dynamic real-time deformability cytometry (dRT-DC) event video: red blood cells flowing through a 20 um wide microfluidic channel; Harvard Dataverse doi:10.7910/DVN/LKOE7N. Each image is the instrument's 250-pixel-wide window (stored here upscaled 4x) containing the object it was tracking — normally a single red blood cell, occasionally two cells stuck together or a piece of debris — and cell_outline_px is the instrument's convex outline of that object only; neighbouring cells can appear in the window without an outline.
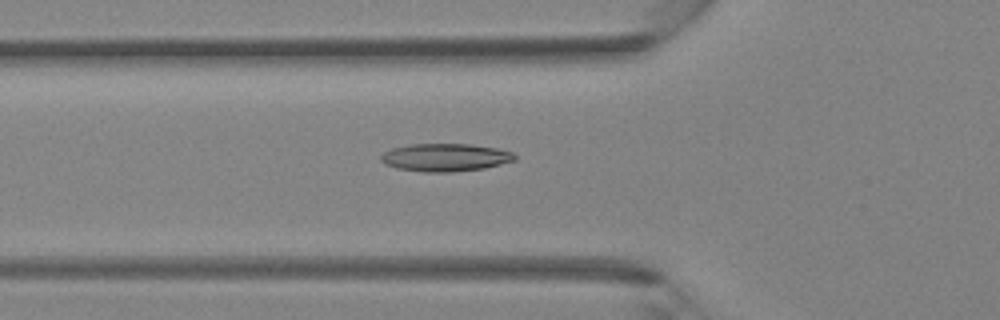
{"species": "Egyptian fruit bat (a non-hibernating species)", "species_latin": "Rousettus aegyptiacus", "temperature_condition": "room temperature", "stored_images_in_passage": 39, "camera_frame_rate_fps": 3000, "um_per_image_px": 0.085, "animal": {"sex": "female"}, "frame": {"image": 1, "passage_image": 15, "time_ms": 4.667, "image_size_px": [1000, 320], "cell_outline_px": [[516, 160], [484, 168], [452, 172], [424, 172], [396, 168], [384, 164], [380, 160], [380, 156], [384, 152], [392, 148], [412, 144], [468, 144], [496, 148], [512, 152], [516, 156]], "centroid_in_image_um": [37.82, 13.38], "position_along_channel_um": 88.0, "area_um2": 21.68}}
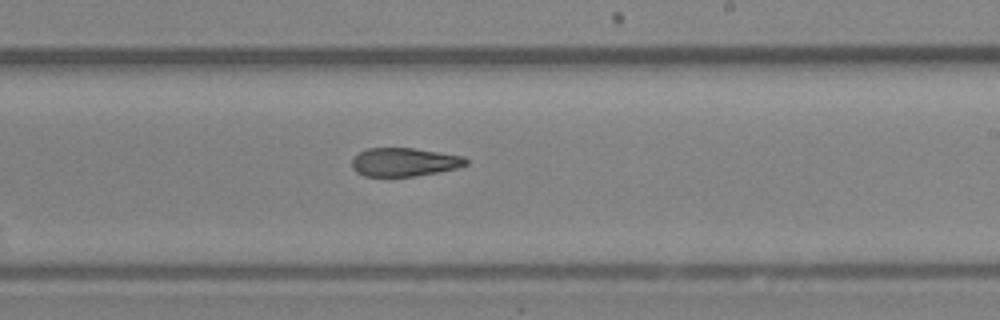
{"frame": {"image": 2, "passage_image": 25, "time_ms": 8.0, "image_size_px": [1000, 320], "cell_outline_px": [[468, 164], [456, 168], [436, 172], [412, 176], [364, 176], [356, 172], [352, 168], [352, 156], [368, 148], [412, 148], [464, 156], [468, 160]], "centroid_in_image_um": [34.33, 13.77], "position_along_channel_um": 254.7, "area_um2": 18.84}}
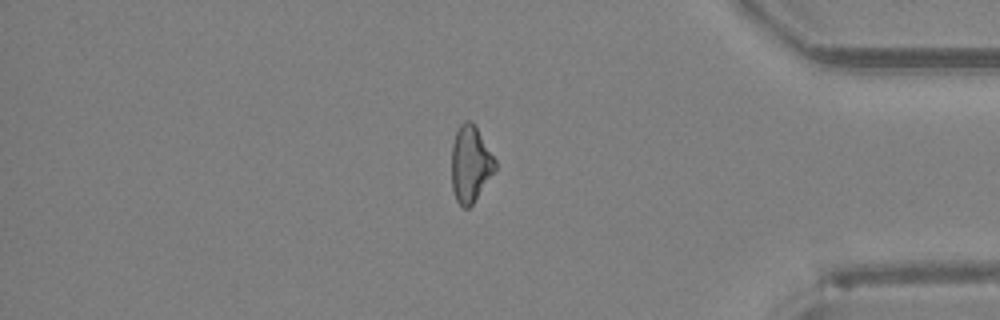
{"frame": {"image": 3, "passage_image": 35, "time_ms": 11.333, "image_size_px": [1000, 320], "cell_outline_px": [[496, 168], [472, 204], [468, 208], [464, 208], [456, 200], [452, 188], [452, 144], [456, 132], [460, 124], [464, 120], [472, 120], [496, 160]], "centroid_in_image_um": [39.97, 13.91], "position_along_channel_um": 395.2, "area_um2": 19.19}}